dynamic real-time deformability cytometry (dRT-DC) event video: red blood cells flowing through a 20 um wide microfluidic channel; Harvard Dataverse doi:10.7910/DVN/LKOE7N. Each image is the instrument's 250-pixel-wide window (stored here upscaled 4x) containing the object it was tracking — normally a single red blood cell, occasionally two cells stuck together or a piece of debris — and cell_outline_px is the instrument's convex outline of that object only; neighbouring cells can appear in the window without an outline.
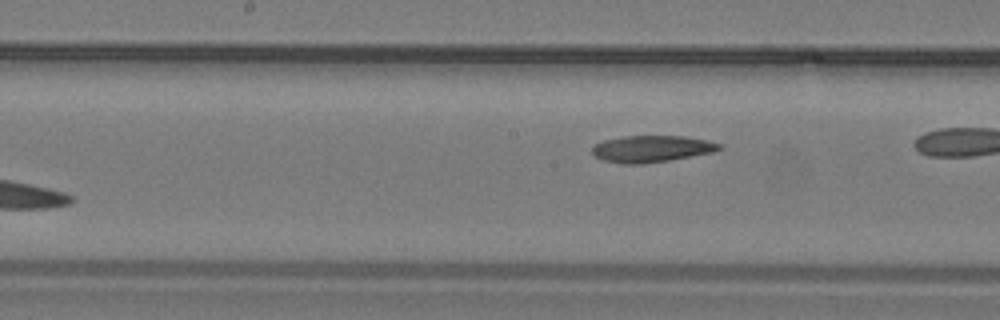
{"species": "common noctule bat (a hibernating species)", "species_latin": "Nyctalus noctula", "temperature_condition": "warm", "stored_images_in_passage": 9, "segment_of_instrument_passage": [2, 2], "camera_frame_rate_fps": 3000, "um_per_image_px": 0.085, "animal": {"sex": "male", "body_mass_g": 19.2, "forearm_length_mm": 51.8}, "frame": {"image": 1, "passage_image": 9, "time_ms": 2.667, "image_size_px": [1000, 320], "cell_outline_px": [[720, 148], [712, 152], [668, 160], [644, 164], [620, 164], [604, 160], [596, 156], [592, 152], [592, 148], [596, 144], [604, 140], [624, 136], [684, 136], [708, 140], [720, 144]], "centroid_in_image_um": [55.36, 12.65], "position_along_channel_um": 192.8, "area_um2": 19.54}}